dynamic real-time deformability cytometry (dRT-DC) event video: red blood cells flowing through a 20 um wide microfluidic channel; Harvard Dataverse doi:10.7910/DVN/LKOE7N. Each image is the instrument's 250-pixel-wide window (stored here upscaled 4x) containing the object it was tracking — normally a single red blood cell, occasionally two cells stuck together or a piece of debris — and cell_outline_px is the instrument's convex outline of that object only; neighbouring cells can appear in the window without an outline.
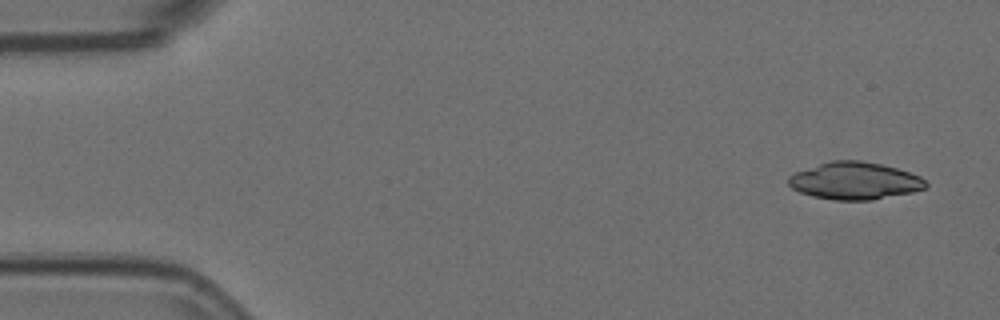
{"species": "Egyptian fruit bat (a non-hibernating species)", "species_latin": "Rousettus aegyptiacus", "temperature_condition": "room temperature", "stored_images_in_passage": 4, "camera_frame_rate_fps": 3000, "um_per_image_px": 0.085, "animal": {"sex": "female"}, "frame": {"image": 1, "passage_image": 1, "time_ms": 0.0, "image_size_px": [1000, 320], "cell_outline_px": [[928, 184], [924, 188], [912, 192], [872, 200], [832, 200], [812, 196], [800, 192], [792, 188], [788, 184], [788, 176], [796, 172], [832, 160], [860, 160], [880, 164], [896, 168], [920, 176]], "centroid_in_image_um": [72.64, 15.38], "position_along_channel_um": 12.4, "area_um2": 29.65}}